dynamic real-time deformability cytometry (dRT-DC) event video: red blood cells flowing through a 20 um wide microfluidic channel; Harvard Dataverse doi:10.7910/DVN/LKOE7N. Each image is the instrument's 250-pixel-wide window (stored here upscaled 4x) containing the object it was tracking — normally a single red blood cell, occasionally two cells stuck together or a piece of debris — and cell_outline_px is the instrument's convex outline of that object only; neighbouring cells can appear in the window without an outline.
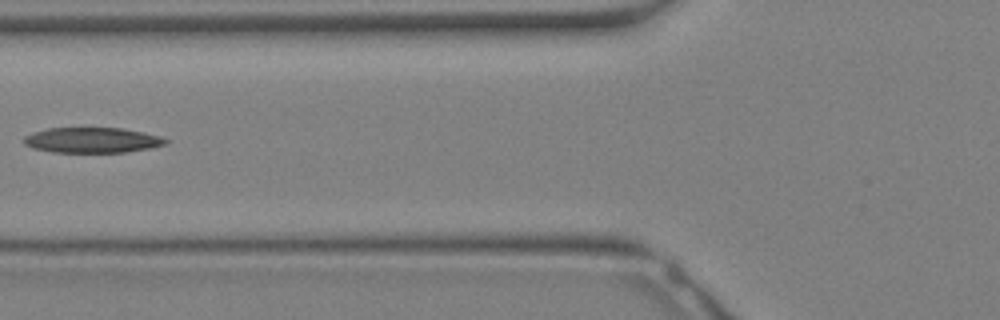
{"species": "Egyptian fruit bat (a non-hibernating species)", "species_latin": "Rousettus aegyptiacus", "temperature_condition": "warm", "stored_images_in_passage": 10, "camera_frame_rate_fps": 3000, "um_per_image_px": 0.085, "animal": {"sex": "female"}, "frame": {"image": 1, "passage_image": 9, "time_ms": 2.667, "image_size_px": [1000, 320], "cell_outline_px": [[168, 140], [164, 144], [152, 148], [124, 152], [52, 152], [32, 148], [24, 144], [24, 136], [32, 132], [48, 128], [124, 128], [144, 132], [160, 136]], "centroid_in_image_um": [7.82, 11.91], "position_along_channel_um": 118.0, "area_um2": 20.98}}